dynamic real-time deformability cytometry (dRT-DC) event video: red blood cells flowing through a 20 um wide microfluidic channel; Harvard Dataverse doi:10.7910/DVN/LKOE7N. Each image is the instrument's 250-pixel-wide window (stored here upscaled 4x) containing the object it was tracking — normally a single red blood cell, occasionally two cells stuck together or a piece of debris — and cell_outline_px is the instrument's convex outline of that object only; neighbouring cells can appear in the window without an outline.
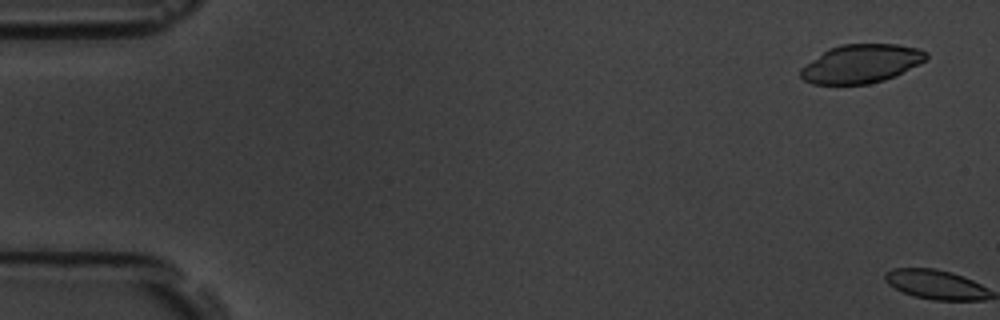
{"species": "common noctule bat (a hibernating species)", "species_latin": "Nyctalus noctula", "temperature_condition": "room temperature", "stored_images_in_passage": 2, "camera_frame_rate_fps": 3000, "um_per_image_px": 0.085, "animal": {"sex": "male", "body_mass_g": 19.5, "forearm_length_mm": 54.6}, "frame": {"image": 1, "passage_image": 1, "time_ms": 0.0, "image_size_px": [1000, 320], "cell_outline_px": [[928, 56], [920, 64], [896, 76], [884, 80], [868, 84], [812, 84], [804, 80], [800, 76], [800, 68], [828, 48], [840, 44], [896, 44], [920, 48], [928, 52]], "centroid_in_image_um": [73.21, 5.41], "position_along_channel_um": 11.8, "area_um2": 28.44}}